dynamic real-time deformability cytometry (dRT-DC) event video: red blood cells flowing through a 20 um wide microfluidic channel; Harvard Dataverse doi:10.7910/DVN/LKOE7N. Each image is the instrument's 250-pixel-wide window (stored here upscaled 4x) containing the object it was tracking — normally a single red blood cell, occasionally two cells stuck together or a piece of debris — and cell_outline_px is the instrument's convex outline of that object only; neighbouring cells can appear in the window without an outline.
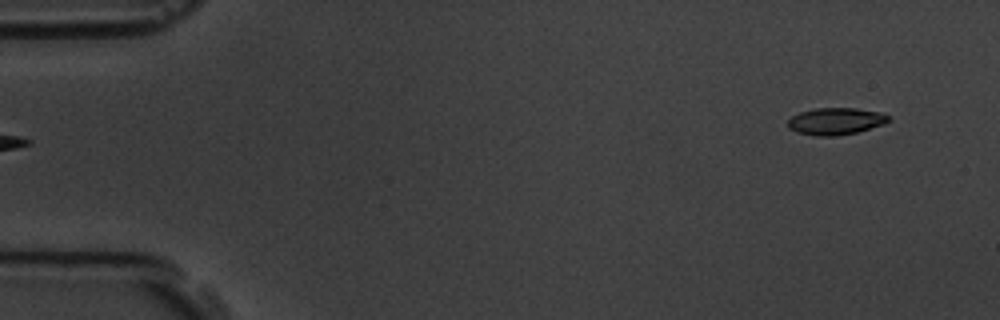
{"species": "common noctule bat (a hibernating species)", "species_latin": "Nyctalus noctula", "temperature_condition": "room temperature", "stored_images_in_passage": 5, "segment_of_instrument_passage": [2, 2], "camera_frame_rate_fps": 3000, "um_per_image_px": 0.085, "animal": {"sex": "male", "body_mass_g": 19.5, "forearm_length_mm": 54.6}, "frame": {"image": 1, "passage_image": 5, "time_ms": 5.333, "image_size_px": [1000, 320], "cell_outline_px": [[892, 120], [884, 124], [856, 132], [836, 136], [816, 136], [796, 132], [788, 128], [788, 120], [792, 116], [800, 112], [816, 108], [856, 108], [880, 112], [888, 116]], "centroid_in_image_um": [71.03, 10.3], "position_along_channel_um": 14.0, "area_um2": 15.84}}